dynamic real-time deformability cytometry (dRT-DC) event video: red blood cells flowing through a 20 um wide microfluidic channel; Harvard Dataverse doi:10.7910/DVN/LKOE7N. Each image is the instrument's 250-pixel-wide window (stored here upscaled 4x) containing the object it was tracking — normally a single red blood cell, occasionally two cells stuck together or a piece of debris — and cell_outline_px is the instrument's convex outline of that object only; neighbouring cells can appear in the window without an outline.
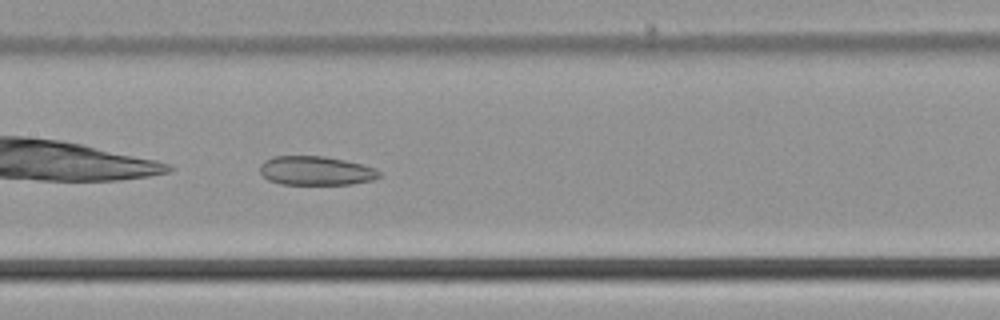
{"species": "common noctule bat (a hibernating species)", "species_latin": "Nyctalus noctula", "temperature_condition": "cold", "stored_images_in_passage": 32, "camera_frame_rate_fps": 3000, "um_per_image_px": 0.085, "animal": {"sex": "male", "body_mass_g": 21.5, "forearm_length_mm": 52.0}, "frame": {"image": 1, "passage_image": 10, "time_ms": 3.0, "image_size_px": [1000, 320], "cell_outline_px": [[380, 176], [372, 180], [352, 184], [280, 184], [268, 180], [260, 172], [260, 164], [264, 160], [272, 156], [324, 156], [344, 160], [360, 164], [372, 168], [380, 172]], "centroid_in_image_um": [26.8, 14.51], "position_along_channel_um": 180.6, "area_um2": 20.06}}
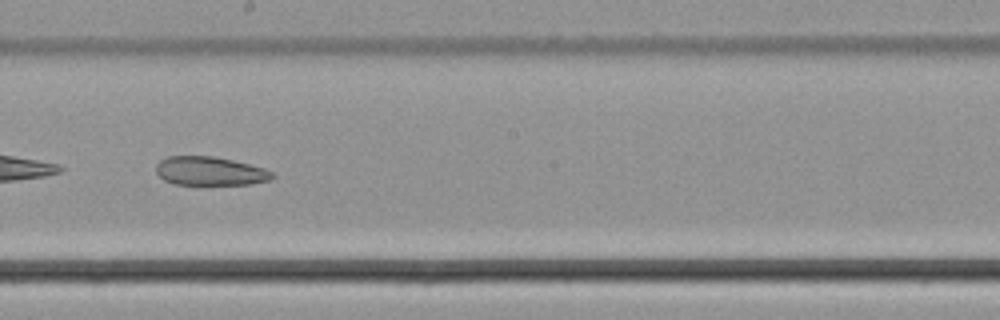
{"frame": {"image": 2, "passage_image": 14, "time_ms": 4.333, "image_size_px": [1000, 320], "cell_outline_px": [[276, 176], [272, 180], [248, 184], [200, 188], [176, 184], [164, 180], [156, 172], [156, 164], [160, 160], [168, 156], [212, 156], [232, 160], [264, 168], [272, 172]], "centroid_in_image_um": [17.85, 14.6], "position_along_channel_um": 230.4, "area_um2": 20.4}, "authors_computed_cell_mechanics": {"area_um2": 21.5594, "velocity_mm_per_s": 3.7513, "shape_relaxation_time_tau1_ms": null, "shape_relaxation_time_tau2_ms": 6.0358, "deformation_change_tau1": null, "deformation_change_tau2": 0.1218}}